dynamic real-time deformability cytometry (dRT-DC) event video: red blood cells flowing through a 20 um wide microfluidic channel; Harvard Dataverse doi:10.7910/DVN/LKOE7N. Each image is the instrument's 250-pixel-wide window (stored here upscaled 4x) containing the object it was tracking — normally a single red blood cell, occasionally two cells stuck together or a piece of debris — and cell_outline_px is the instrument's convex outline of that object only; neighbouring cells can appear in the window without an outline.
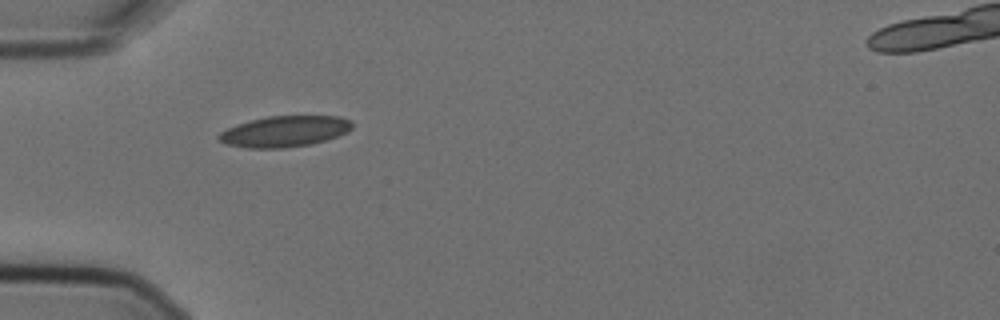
{"species": "Egyptian fruit bat (a non-hibernating species)", "species_latin": "Rousettus aegyptiacus", "temperature_condition": "cold", "stored_images_in_passage": 4, "camera_frame_rate_fps": 3000, "um_per_image_px": 0.085, "animal": {"sex": "female"}, "frame": {"image": 1, "passage_image": 1, "time_ms": 0.0, "image_size_px": [1000, 320], "cell_outline_px": [[352, 128], [348, 132], [312, 144], [284, 148], [248, 148], [224, 144], [216, 136], [220, 132], [236, 124], [268, 116], [340, 116], [352, 120]], "centroid_in_image_um": [24.19, 11.17], "position_along_channel_um": 60.8, "area_um2": 24.1}}
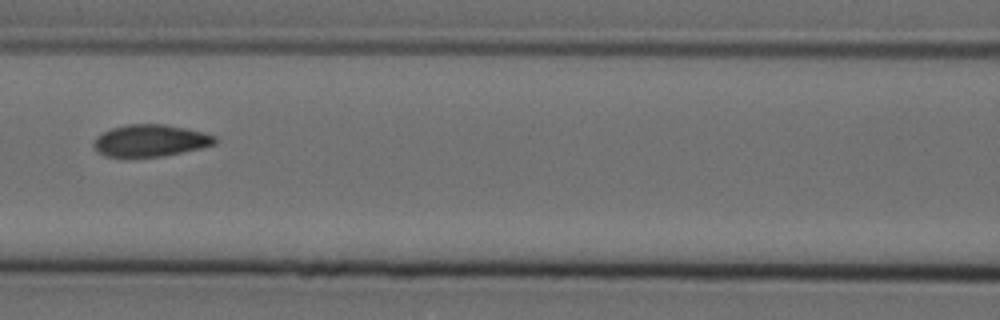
{"frame": {"image": 2, "passage_image": 3, "time_ms": 0.667, "image_size_px": [1000, 320], "cell_outline_px": [[216, 144], [200, 148], [164, 156], [104, 156], [92, 144], [96, 136], [112, 128], [128, 124], [164, 124], [204, 132], [216, 136]], "centroid_in_image_um": [12.8, 11.94], "position_along_channel_um": 153.8, "area_um2": 22.31}}
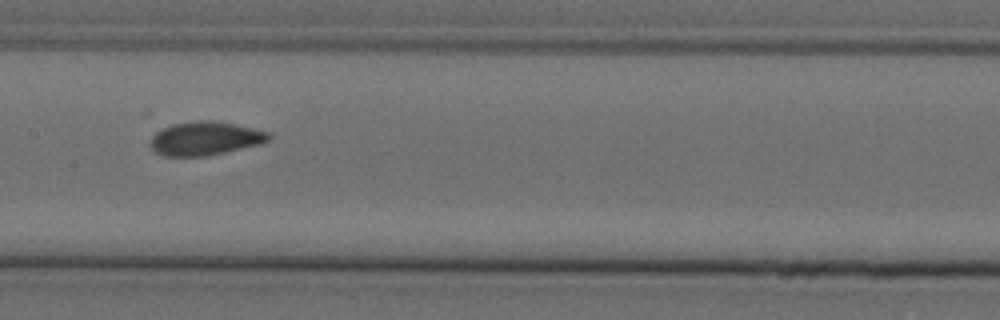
{"frame": {"image": 3, "passage_image": 4, "time_ms": 1.0, "image_size_px": [1000, 320], "cell_outline_px": [[272, 136], [268, 140], [260, 144], [224, 152], [204, 156], [164, 156], [156, 152], [148, 144], [152, 136], [156, 132], [172, 124], [196, 120], [216, 120], [252, 128], [268, 132]], "centroid_in_image_um": [17.41, 11.76], "position_along_channel_um": 190.0, "area_um2": 23.12}}